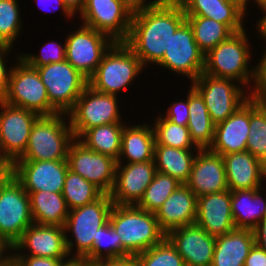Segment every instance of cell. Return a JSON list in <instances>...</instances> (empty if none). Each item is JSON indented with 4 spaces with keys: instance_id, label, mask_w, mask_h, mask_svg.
Returning <instances> with one entry per match:
<instances>
[{
    "instance_id": "6da1fadb",
    "label": "cell",
    "mask_w": 266,
    "mask_h": 266,
    "mask_svg": "<svg viewBox=\"0 0 266 266\" xmlns=\"http://www.w3.org/2000/svg\"><path fill=\"white\" fill-rule=\"evenodd\" d=\"M186 21L180 3L162 2L134 11L130 32L124 43L147 68L156 65L169 49L172 35Z\"/></svg>"
},
{
    "instance_id": "7a4b0ae2",
    "label": "cell",
    "mask_w": 266,
    "mask_h": 266,
    "mask_svg": "<svg viewBox=\"0 0 266 266\" xmlns=\"http://www.w3.org/2000/svg\"><path fill=\"white\" fill-rule=\"evenodd\" d=\"M247 30L246 27L235 32L211 49L205 55L203 73L216 78L234 80L250 91L254 79V65L251 67L250 62L254 56Z\"/></svg>"
},
{
    "instance_id": "3957f363",
    "label": "cell",
    "mask_w": 266,
    "mask_h": 266,
    "mask_svg": "<svg viewBox=\"0 0 266 266\" xmlns=\"http://www.w3.org/2000/svg\"><path fill=\"white\" fill-rule=\"evenodd\" d=\"M109 223L119 234L123 250L132 258L159 244L166 234L160 229L155 213L136 205H113Z\"/></svg>"
},
{
    "instance_id": "277c9868",
    "label": "cell",
    "mask_w": 266,
    "mask_h": 266,
    "mask_svg": "<svg viewBox=\"0 0 266 266\" xmlns=\"http://www.w3.org/2000/svg\"><path fill=\"white\" fill-rule=\"evenodd\" d=\"M74 140L68 114L40 116L31 129L26 150L16 161L67 160Z\"/></svg>"
},
{
    "instance_id": "5b68a950",
    "label": "cell",
    "mask_w": 266,
    "mask_h": 266,
    "mask_svg": "<svg viewBox=\"0 0 266 266\" xmlns=\"http://www.w3.org/2000/svg\"><path fill=\"white\" fill-rule=\"evenodd\" d=\"M144 70L140 59L124 42H115L88 79V85L98 92L118 96L130 88Z\"/></svg>"
},
{
    "instance_id": "8992f818",
    "label": "cell",
    "mask_w": 266,
    "mask_h": 266,
    "mask_svg": "<svg viewBox=\"0 0 266 266\" xmlns=\"http://www.w3.org/2000/svg\"><path fill=\"white\" fill-rule=\"evenodd\" d=\"M113 205L110 195L104 194L93 203L69 210L64 229L70 258L83 259L92 250L98 229L109 221Z\"/></svg>"
},
{
    "instance_id": "52a82bcc",
    "label": "cell",
    "mask_w": 266,
    "mask_h": 266,
    "mask_svg": "<svg viewBox=\"0 0 266 266\" xmlns=\"http://www.w3.org/2000/svg\"><path fill=\"white\" fill-rule=\"evenodd\" d=\"M17 56V57H16ZM14 57L7 91L2 99L10 105L33 111L40 116H51L57 112L50 106L48 93L36 68L20 58Z\"/></svg>"
},
{
    "instance_id": "ba28073f",
    "label": "cell",
    "mask_w": 266,
    "mask_h": 266,
    "mask_svg": "<svg viewBox=\"0 0 266 266\" xmlns=\"http://www.w3.org/2000/svg\"><path fill=\"white\" fill-rule=\"evenodd\" d=\"M119 99L116 95L98 92L87 85L68 113L75 139L95 126L125 123Z\"/></svg>"
},
{
    "instance_id": "9c48e42d",
    "label": "cell",
    "mask_w": 266,
    "mask_h": 266,
    "mask_svg": "<svg viewBox=\"0 0 266 266\" xmlns=\"http://www.w3.org/2000/svg\"><path fill=\"white\" fill-rule=\"evenodd\" d=\"M34 68L47 89L50 106L57 113L68 114L88 85V79L67 60Z\"/></svg>"
},
{
    "instance_id": "30bf717a",
    "label": "cell",
    "mask_w": 266,
    "mask_h": 266,
    "mask_svg": "<svg viewBox=\"0 0 266 266\" xmlns=\"http://www.w3.org/2000/svg\"><path fill=\"white\" fill-rule=\"evenodd\" d=\"M203 97L205 105L216 125L225 121L249 98V91L238 82L201 73L190 83Z\"/></svg>"
},
{
    "instance_id": "8fae6325",
    "label": "cell",
    "mask_w": 266,
    "mask_h": 266,
    "mask_svg": "<svg viewBox=\"0 0 266 266\" xmlns=\"http://www.w3.org/2000/svg\"><path fill=\"white\" fill-rule=\"evenodd\" d=\"M33 223L29 194L11 174L0 185V237L13 246Z\"/></svg>"
},
{
    "instance_id": "7c38bea8",
    "label": "cell",
    "mask_w": 266,
    "mask_h": 266,
    "mask_svg": "<svg viewBox=\"0 0 266 266\" xmlns=\"http://www.w3.org/2000/svg\"><path fill=\"white\" fill-rule=\"evenodd\" d=\"M66 60L89 79L115 43L108 35L83 24L66 34Z\"/></svg>"
},
{
    "instance_id": "4fadbf2b",
    "label": "cell",
    "mask_w": 266,
    "mask_h": 266,
    "mask_svg": "<svg viewBox=\"0 0 266 266\" xmlns=\"http://www.w3.org/2000/svg\"><path fill=\"white\" fill-rule=\"evenodd\" d=\"M133 10L123 0H86L78 14L80 23L100 31L115 42L129 35Z\"/></svg>"
},
{
    "instance_id": "5bb4252c",
    "label": "cell",
    "mask_w": 266,
    "mask_h": 266,
    "mask_svg": "<svg viewBox=\"0 0 266 266\" xmlns=\"http://www.w3.org/2000/svg\"><path fill=\"white\" fill-rule=\"evenodd\" d=\"M155 66L182 75L191 83L204 71L205 54L199 49L193 30L187 21L172 35L169 49Z\"/></svg>"
},
{
    "instance_id": "9a60e30c",
    "label": "cell",
    "mask_w": 266,
    "mask_h": 266,
    "mask_svg": "<svg viewBox=\"0 0 266 266\" xmlns=\"http://www.w3.org/2000/svg\"><path fill=\"white\" fill-rule=\"evenodd\" d=\"M39 117L33 111L0 101V152L11 164L26 150Z\"/></svg>"
},
{
    "instance_id": "2e32d148",
    "label": "cell",
    "mask_w": 266,
    "mask_h": 266,
    "mask_svg": "<svg viewBox=\"0 0 266 266\" xmlns=\"http://www.w3.org/2000/svg\"><path fill=\"white\" fill-rule=\"evenodd\" d=\"M69 170L95 184L105 194L114 186L117 161L112 157L95 152L75 139L68 150Z\"/></svg>"
},
{
    "instance_id": "e0dca14e",
    "label": "cell",
    "mask_w": 266,
    "mask_h": 266,
    "mask_svg": "<svg viewBox=\"0 0 266 266\" xmlns=\"http://www.w3.org/2000/svg\"><path fill=\"white\" fill-rule=\"evenodd\" d=\"M68 169L67 160L14 161L12 163V175L26 192L62 193Z\"/></svg>"
},
{
    "instance_id": "ac0fdd59",
    "label": "cell",
    "mask_w": 266,
    "mask_h": 266,
    "mask_svg": "<svg viewBox=\"0 0 266 266\" xmlns=\"http://www.w3.org/2000/svg\"><path fill=\"white\" fill-rule=\"evenodd\" d=\"M12 256L71 259L67 251L64 227L31 224L12 246Z\"/></svg>"
},
{
    "instance_id": "d6986e66",
    "label": "cell",
    "mask_w": 266,
    "mask_h": 266,
    "mask_svg": "<svg viewBox=\"0 0 266 266\" xmlns=\"http://www.w3.org/2000/svg\"><path fill=\"white\" fill-rule=\"evenodd\" d=\"M154 161L117 163L114 186L109 193L115 205H136L152 182Z\"/></svg>"
},
{
    "instance_id": "ffe728a7",
    "label": "cell",
    "mask_w": 266,
    "mask_h": 266,
    "mask_svg": "<svg viewBox=\"0 0 266 266\" xmlns=\"http://www.w3.org/2000/svg\"><path fill=\"white\" fill-rule=\"evenodd\" d=\"M166 238L183 258L185 266H212L216 237L196 223L175 228Z\"/></svg>"
},
{
    "instance_id": "44dd1931",
    "label": "cell",
    "mask_w": 266,
    "mask_h": 266,
    "mask_svg": "<svg viewBox=\"0 0 266 266\" xmlns=\"http://www.w3.org/2000/svg\"><path fill=\"white\" fill-rule=\"evenodd\" d=\"M195 196H204L228 190L222 155L210 149H199L195 156L190 178L185 184Z\"/></svg>"
},
{
    "instance_id": "7402d4cb",
    "label": "cell",
    "mask_w": 266,
    "mask_h": 266,
    "mask_svg": "<svg viewBox=\"0 0 266 266\" xmlns=\"http://www.w3.org/2000/svg\"><path fill=\"white\" fill-rule=\"evenodd\" d=\"M197 225L218 237L235 229L231 211V191L224 190L197 198Z\"/></svg>"
},
{
    "instance_id": "603a6c76",
    "label": "cell",
    "mask_w": 266,
    "mask_h": 266,
    "mask_svg": "<svg viewBox=\"0 0 266 266\" xmlns=\"http://www.w3.org/2000/svg\"><path fill=\"white\" fill-rule=\"evenodd\" d=\"M228 189H260L266 185V166L249 151L222 155Z\"/></svg>"
},
{
    "instance_id": "cb8c5ba5",
    "label": "cell",
    "mask_w": 266,
    "mask_h": 266,
    "mask_svg": "<svg viewBox=\"0 0 266 266\" xmlns=\"http://www.w3.org/2000/svg\"><path fill=\"white\" fill-rule=\"evenodd\" d=\"M249 137V99L225 121L215 125L211 151L226 155L244 152Z\"/></svg>"
},
{
    "instance_id": "d4e9b609",
    "label": "cell",
    "mask_w": 266,
    "mask_h": 266,
    "mask_svg": "<svg viewBox=\"0 0 266 266\" xmlns=\"http://www.w3.org/2000/svg\"><path fill=\"white\" fill-rule=\"evenodd\" d=\"M197 214V197L185 184H181L157 210L160 229L167 234L169 231L195 224Z\"/></svg>"
},
{
    "instance_id": "484cf974",
    "label": "cell",
    "mask_w": 266,
    "mask_h": 266,
    "mask_svg": "<svg viewBox=\"0 0 266 266\" xmlns=\"http://www.w3.org/2000/svg\"><path fill=\"white\" fill-rule=\"evenodd\" d=\"M186 16H200L227 25L234 33L245 29L247 15L227 0H181ZM246 17V18H245Z\"/></svg>"
},
{
    "instance_id": "4316f807",
    "label": "cell",
    "mask_w": 266,
    "mask_h": 266,
    "mask_svg": "<svg viewBox=\"0 0 266 266\" xmlns=\"http://www.w3.org/2000/svg\"><path fill=\"white\" fill-rule=\"evenodd\" d=\"M231 211L235 228L253 231L266 216V185L231 191Z\"/></svg>"
},
{
    "instance_id": "83f0119b",
    "label": "cell",
    "mask_w": 266,
    "mask_h": 266,
    "mask_svg": "<svg viewBox=\"0 0 266 266\" xmlns=\"http://www.w3.org/2000/svg\"><path fill=\"white\" fill-rule=\"evenodd\" d=\"M141 124L124 126L121 141V153L117 163H136L154 161L155 135L152 125Z\"/></svg>"
},
{
    "instance_id": "f1b7e54d",
    "label": "cell",
    "mask_w": 266,
    "mask_h": 266,
    "mask_svg": "<svg viewBox=\"0 0 266 266\" xmlns=\"http://www.w3.org/2000/svg\"><path fill=\"white\" fill-rule=\"evenodd\" d=\"M255 244L252 230L237 229L216 237L212 266H244Z\"/></svg>"
},
{
    "instance_id": "f546056e",
    "label": "cell",
    "mask_w": 266,
    "mask_h": 266,
    "mask_svg": "<svg viewBox=\"0 0 266 266\" xmlns=\"http://www.w3.org/2000/svg\"><path fill=\"white\" fill-rule=\"evenodd\" d=\"M33 222L39 225L64 227L69 209L62 193L49 191L27 192Z\"/></svg>"
},
{
    "instance_id": "4dcf8cb0",
    "label": "cell",
    "mask_w": 266,
    "mask_h": 266,
    "mask_svg": "<svg viewBox=\"0 0 266 266\" xmlns=\"http://www.w3.org/2000/svg\"><path fill=\"white\" fill-rule=\"evenodd\" d=\"M198 150L154 145L156 171L173 177L181 184H186L190 178L192 165Z\"/></svg>"
},
{
    "instance_id": "1f68e13d",
    "label": "cell",
    "mask_w": 266,
    "mask_h": 266,
    "mask_svg": "<svg viewBox=\"0 0 266 266\" xmlns=\"http://www.w3.org/2000/svg\"><path fill=\"white\" fill-rule=\"evenodd\" d=\"M189 121L187 127L194 145L199 149H209L214 140L215 124L200 93L189 84Z\"/></svg>"
},
{
    "instance_id": "d6a6232c",
    "label": "cell",
    "mask_w": 266,
    "mask_h": 266,
    "mask_svg": "<svg viewBox=\"0 0 266 266\" xmlns=\"http://www.w3.org/2000/svg\"><path fill=\"white\" fill-rule=\"evenodd\" d=\"M126 123L100 125L86 130L78 140L95 152L112 157L116 161L121 153L122 133Z\"/></svg>"
},
{
    "instance_id": "836d02e7",
    "label": "cell",
    "mask_w": 266,
    "mask_h": 266,
    "mask_svg": "<svg viewBox=\"0 0 266 266\" xmlns=\"http://www.w3.org/2000/svg\"><path fill=\"white\" fill-rule=\"evenodd\" d=\"M246 151L266 166V101L249 98V137Z\"/></svg>"
},
{
    "instance_id": "e575fe53",
    "label": "cell",
    "mask_w": 266,
    "mask_h": 266,
    "mask_svg": "<svg viewBox=\"0 0 266 266\" xmlns=\"http://www.w3.org/2000/svg\"><path fill=\"white\" fill-rule=\"evenodd\" d=\"M123 250L119 234L109 221L98 229V235L93 240L92 250L83 258L88 261L116 262L130 259Z\"/></svg>"
},
{
    "instance_id": "d590c367",
    "label": "cell",
    "mask_w": 266,
    "mask_h": 266,
    "mask_svg": "<svg viewBox=\"0 0 266 266\" xmlns=\"http://www.w3.org/2000/svg\"><path fill=\"white\" fill-rule=\"evenodd\" d=\"M199 49L206 55L234 32L225 24L200 16H186Z\"/></svg>"
},
{
    "instance_id": "8d00e7d4",
    "label": "cell",
    "mask_w": 266,
    "mask_h": 266,
    "mask_svg": "<svg viewBox=\"0 0 266 266\" xmlns=\"http://www.w3.org/2000/svg\"><path fill=\"white\" fill-rule=\"evenodd\" d=\"M104 194L95 184L68 169L62 195L69 210L93 203Z\"/></svg>"
},
{
    "instance_id": "74e56055",
    "label": "cell",
    "mask_w": 266,
    "mask_h": 266,
    "mask_svg": "<svg viewBox=\"0 0 266 266\" xmlns=\"http://www.w3.org/2000/svg\"><path fill=\"white\" fill-rule=\"evenodd\" d=\"M157 113L150 123L154 130L155 145H165L178 149H199L192 142L187 126L172 123L165 119L160 112Z\"/></svg>"
},
{
    "instance_id": "f35d334b",
    "label": "cell",
    "mask_w": 266,
    "mask_h": 266,
    "mask_svg": "<svg viewBox=\"0 0 266 266\" xmlns=\"http://www.w3.org/2000/svg\"><path fill=\"white\" fill-rule=\"evenodd\" d=\"M181 185L173 177L156 171L152 182L136 204L141 209L156 213L164 201Z\"/></svg>"
},
{
    "instance_id": "ab89813d",
    "label": "cell",
    "mask_w": 266,
    "mask_h": 266,
    "mask_svg": "<svg viewBox=\"0 0 266 266\" xmlns=\"http://www.w3.org/2000/svg\"><path fill=\"white\" fill-rule=\"evenodd\" d=\"M19 4L18 0H0V44L12 48L24 31Z\"/></svg>"
},
{
    "instance_id": "60d3db41",
    "label": "cell",
    "mask_w": 266,
    "mask_h": 266,
    "mask_svg": "<svg viewBox=\"0 0 266 266\" xmlns=\"http://www.w3.org/2000/svg\"><path fill=\"white\" fill-rule=\"evenodd\" d=\"M133 258L140 266H185L183 258L166 237L159 244Z\"/></svg>"
},
{
    "instance_id": "b9f144b4",
    "label": "cell",
    "mask_w": 266,
    "mask_h": 266,
    "mask_svg": "<svg viewBox=\"0 0 266 266\" xmlns=\"http://www.w3.org/2000/svg\"><path fill=\"white\" fill-rule=\"evenodd\" d=\"M66 43L57 41H47L42 44L40 53H24L20 52V58L23 59L31 67H40L51 63H57L66 60Z\"/></svg>"
},
{
    "instance_id": "7bdbcfd3",
    "label": "cell",
    "mask_w": 266,
    "mask_h": 266,
    "mask_svg": "<svg viewBox=\"0 0 266 266\" xmlns=\"http://www.w3.org/2000/svg\"><path fill=\"white\" fill-rule=\"evenodd\" d=\"M254 66V79L249 91L252 98L266 101V47ZM259 61V62H258Z\"/></svg>"
},
{
    "instance_id": "ee69618b",
    "label": "cell",
    "mask_w": 266,
    "mask_h": 266,
    "mask_svg": "<svg viewBox=\"0 0 266 266\" xmlns=\"http://www.w3.org/2000/svg\"><path fill=\"white\" fill-rule=\"evenodd\" d=\"M187 90L184 100L179 98L175 102L170 103L171 105L166 109L165 113L160 112L165 119L178 125L187 126L189 121V89Z\"/></svg>"
},
{
    "instance_id": "f6af8a7d",
    "label": "cell",
    "mask_w": 266,
    "mask_h": 266,
    "mask_svg": "<svg viewBox=\"0 0 266 266\" xmlns=\"http://www.w3.org/2000/svg\"><path fill=\"white\" fill-rule=\"evenodd\" d=\"M12 50V47L0 44V101L3 99L7 91L9 76L13 66L12 63H6L8 60H10L9 56L12 54Z\"/></svg>"
},
{
    "instance_id": "bcb514c9",
    "label": "cell",
    "mask_w": 266,
    "mask_h": 266,
    "mask_svg": "<svg viewBox=\"0 0 266 266\" xmlns=\"http://www.w3.org/2000/svg\"><path fill=\"white\" fill-rule=\"evenodd\" d=\"M20 266H62L69 259H54L37 256H12Z\"/></svg>"
},
{
    "instance_id": "7dc6e473",
    "label": "cell",
    "mask_w": 266,
    "mask_h": 266,
    "mask_svg": "<svg viewBox=\"0 0 266 266\" xmlns=\"http://www.w3.org/2000/svg\"><path fill=\"white\" fill-rule=\"evenodd\" d=\"M36 2L38 8H41L45 12H56V10L61 9L62 15L65 18H68L67 22L70 21L71 19L76 18L77 16L69 9V7L64 3L63 0H34ZM52 7H51V6ZM50 6V7H49ZM56 10H54V9ZM41 10V11H42Z\"/></svg>"
},
{
    "instance_id": "c3c4849f",
    "label": "cell",
    "mask_w": 266,
    "mask_h": 266,
    "mask_svg": "<svg viewBox=\"0 0 266 266\" xmlns=\"http://www.w3.org/2000/svg\"><path fill=\"white\" fill-rule=\"evenodd\" d=\"M244 266H266V250L254 244L245 259Z\"/></svg>"
},
{
    "instance_id": "681fc988",
    "label": "cell",
    "mask_w": 266,
    "mask_h": 266,
    "mask_svg": "<svg viewBox=\"0 0 266 266\" xmlns=\"http://www.w3.org/2000/svg\"><path fill=\"white\" fill-rule=\"evenodd\" d=\"M253 232L255 235V244L266 250V216L258 223Z\"/></svg>"
},
{
    "instance_id": "f907efd6",
    "label": "cell",
    "mask_w": 266,
    "mask_h": 266,
    "mask_svg": "<svg viewBox=\"0 0 266 266\" xmlns=\"http://www.w3.org/2000/svg\"><path fill=\"white\" fill-rule=\"evenodd\" d=\"M258 9L261 11V14L263 13V15H261L262 17L255 21V24H257L255 25V29L256 32L259 33L256 34L266 43V4L259 6ZM265 43L263 45L264 47H266Z\"/></svg>"
},
{
    "instance_id": "816d5d0a",
    "label": "cell",
    "mask_w": 266,
    "mask_h": 266,
    "mask_svg": "<svg viewBox=\"0 0 266 266\" xmlns=\"http://www.w3.org/2000/svg\"><path fill=\"white\" fill-rule=\"evenodd\" d=\"M132 10L137 11L162 3L160 0H123Z\"/></svg>"
},
{
    "instance_id": "f5cc1de1",
    "label": "cell",
    "mask_w": 266,
    "mask_h": 266,
    "mask_svg": "<svg viewBox=\"0 0 266 266\" xmlns=\"http://www.w3.org/2000/svg\"><path fill=\"white\" fill-rule=\"evenodd\" d=\"M12 174V164L0 152V183Z\"/></svg>"
},
{
    "instance_id": "db71d44e",
    "label": "cell",
    "mask_w": 266,
    "mask_h": 266,
    "mask_svg": "<svg viewBox=\"0 0 266 266\" xmlns=\"http://www.w3.org/2000/svg\"><path fill=\"white\" fill-rule=\"evenodd\" d=\"M12 256V246L0 237V266Z\"/></svg>"
},
{
    "instance_id": "11a10c76",
    "label": "cell",
    "mask_w": 266,
    "mask_h": 266,
    "mask_svg": "<svg viewBox=\"0 0 266 266\" xmlns=\"http://www.w3.org/2000/svg\"><path fill=\"white\" fill-rule=\"evenodd\" d=\"M69 9L75 14H79L83 9L86 0H63Z\"/></svg>"
},
{
    "instance_id": "9f6ffc18",
    "label": "cell",
    "mask_w": 266,
    "mask_h": 266,
    "mask_svg": "<svg viewBox=\"0 0 266 266\" xmlns=\"http://www.w3.org/2000/svg\"><path fill=\"white\" fill-rule=\"evenodd\" d=\"M231 3H234L237 7H239L246 15L248 13V7H250V4L255 2L253 0H227Z\"/></svg>"
},
{
    "instance_id": "6f0895ef",
    "label": "cell",
    "mask_w": 266,
    "mask_h": 266,
    "mask_svg": "<svg viewBox=\"0 0 266 266\" xmlns=\"http://www.w3.org/2000/svg\"><path fill=\"white\" fill-rule=\"evenodd\" d=\"M84 266H118V261L104 262V261H88L84 259Z\"/></svg>"
},
{
    "instance_id": "680465c9",
    "label": "cell",
    "mask_w": 266,
    "mask_h": 266,
    "mask_svg": "<svg viewBox=\"0 0 266 266\" xmlns=\"http://www.w3.org/2000/svg\"><path fill=\"white\" fill-rule=\"evenodd\" d=\"M62 266H84V259L71 258L64 262Z\"/></svg>"
},
{
    "instance_id": "91938a15",
    "label": "cell",
    "mask_w": 266,
    "mask_h": 266,
    "mask_svg": "<svg viewBox=\"0 0 266 266\" xmlns=\"http://www.w3.org/2000/svg\"><path fill=\"white\" fill-rule=\"evenodd\" d=\"M118 266H140L139 263L132 257L130 259L118 261Z\"/></svg>"
},
{
    "instance_id": "94428289",
    "label": "cell",
    "mask_w": 266,
    "mask_h": 266,
    "mask_svg": "<svg viewBox=\"0 0 266 266\" xmlns=\"http://www.w3.org/2000/svg\"><path fill=\"white\" fill-rule=\"evenodd\" d=\"M1 266H20V264L11 256L4 264Z\"/></svg>"
},
{
    "instance_id": "6125c7cd",
    "label": "cell",
    "mask_w": 266,
    "mask_h": 266,
    "mask_svg": "<svg viewBox=\"0 0 266 266\" xmlns=\"http://www.w3.org/2000/svg\"><path fill=\"white\" fill-rule=\"evenodd\" d=\"M255 2V5L257 4V6H261L266 4V0H253Z\"/></svg>"
},
{
    "instance_id": "be15d7a7",
    "label": "cell",
    "mask_w": 266,
    "mask_h": 266,
    "mask_svg": "<svg viewBox=\"0 0 266 266\" xmlns=\"http://www.w3.org/2000/svg\"><path fill=\"white\" fill-rule=\"evenodd\" d=\"M161 2H167V3H179L181 0H160Z\"/></svg>"
}]
</instances>
